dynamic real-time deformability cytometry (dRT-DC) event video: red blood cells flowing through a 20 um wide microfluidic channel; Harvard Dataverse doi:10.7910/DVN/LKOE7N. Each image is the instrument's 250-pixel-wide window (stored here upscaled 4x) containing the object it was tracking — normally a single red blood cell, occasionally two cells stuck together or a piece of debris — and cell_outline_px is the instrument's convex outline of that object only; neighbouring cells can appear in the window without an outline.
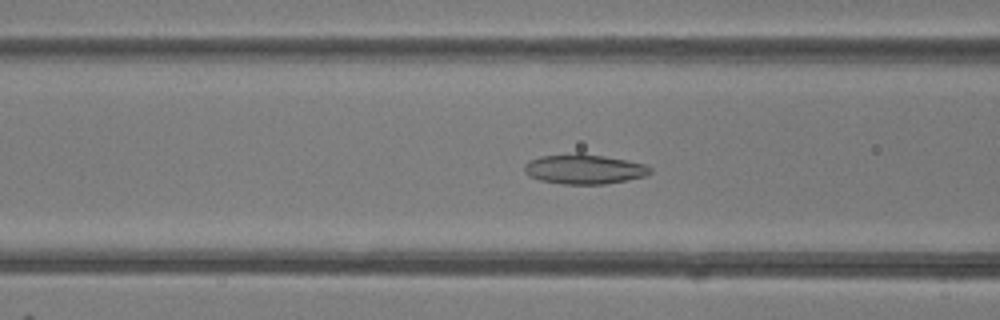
{"species": "common noctule bat (a hibernating species)", "species_latin": "Nyctalus noctula", "temperature_condition": "room temperature", "stored_images_in_passage": 49, "camera_frame_rate_fps": 3000, "um_per_image_px": 0.085, "animal": {"sex": "female"}, "frame": {"image": 1, "passage_image": 20, "time_ms": 6.333, "image_size_px": [1000, 320], "cell_outline_px": [[652, 172], [644, 176], [628, 180], [604, 184], [564, 184], [540, 180], [524, 172], [524, 164], [528, 160], [540, 156], [576, 152], [580, 152], [628, 160], [644, 164], [652, 168]], "centroid_in_image_um": [49.65, 14.36], "position_along_channel_um": 117.0, "area_um2": 22.02}}
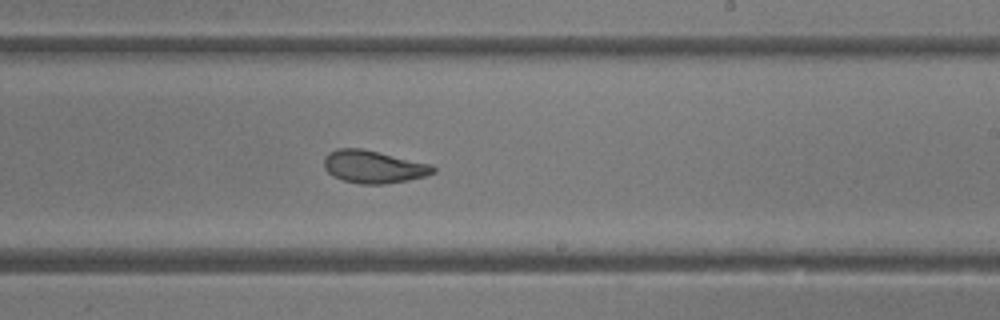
{"frame": {"image": 2, "passage_image": 30, "time_ms": 9.667, "image_size_px": [1000, 320], "cell_outline_px": [[436, 172], [424, 176], [408, 180], [384, 184], [360, 184], [344, 180], [332, 176], [324, 168], [324, 156], [328, 152], [336, 148], [360, 148], [432, 164], [436, 168]], "centroid_in_image_um": [31.73, 14.17], "position_along_channel_um": 257.3, "area_um2": 20.81}}
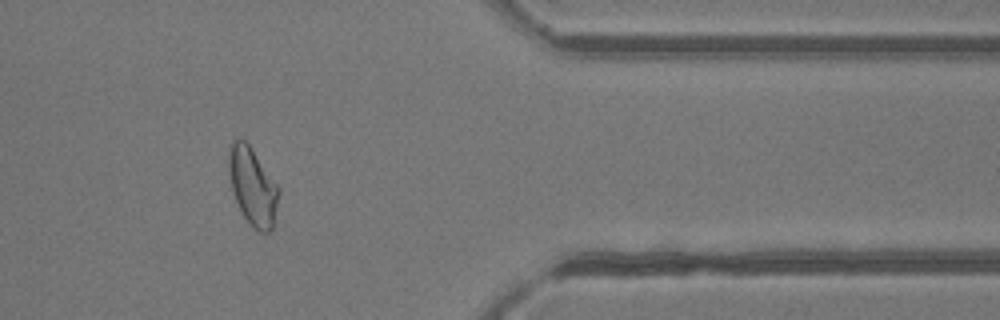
{"frame": {"image": 3, "passage_image": 41, "time_ms": 13.333, "image_size_px": [1000, 320], "cell_outline_px": [[280, 192], [272, 228], [268, 232], [260, 232], [244, 216], [232, 192], [228, 172], [228, 148], [232, 140], [244, 140], [248, 144], [280, 188]], "centroid_in_image_um": [21.46, 15.81], "position_along_channel_um": 389.9, "area_um2": 22.25}, "authors_computed_cell_mechanics": {"area_um2": 23.12, "velocity_mm_per_s": 4.2083, "shape_relaxation_time_tau1_ms": 5.3091, "shape_relaxation_time_tau2_ms": 1.9587, "deformation_change_tau1": 0.1427, "deformation_change_tau2": 0.0837}}